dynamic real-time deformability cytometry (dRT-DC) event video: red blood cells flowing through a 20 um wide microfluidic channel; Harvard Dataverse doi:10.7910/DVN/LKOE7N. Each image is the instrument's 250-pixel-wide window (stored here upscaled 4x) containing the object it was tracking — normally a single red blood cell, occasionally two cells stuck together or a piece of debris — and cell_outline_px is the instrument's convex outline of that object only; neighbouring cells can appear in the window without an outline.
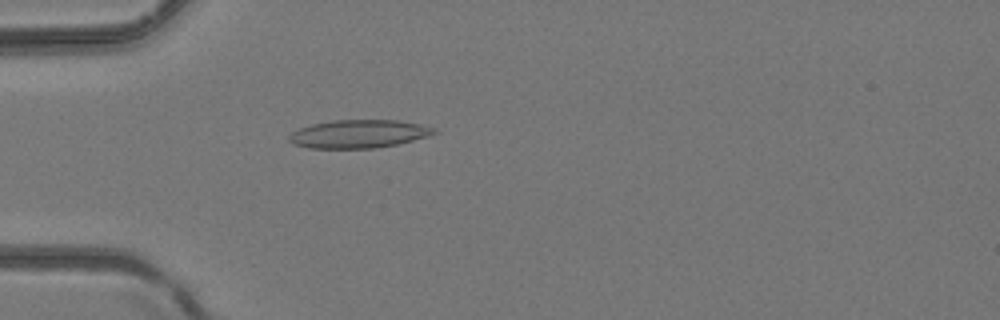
{"species": "common noctule bat (a hibernating species)", "species_latin": "Nyctalus noctula", "temperature_condition": "room temperature", "stored_images_in_passage": 33, "camera_frame_rate_fps": 3000, "um_per_image_px": 0.085, "animal": {"sex": "female", "body_mass_g": 24.6, "forearm_length_mm": 56.2}, "frame": {"image": 1, "passage_image": 3, "time_ms": 0.667, "image_size_px": [1000, 320], "cell_outline_px": [[440, 132], [428, 136], [396, 144], [376, 148], [308, 148], [292, 144], [288, 140], [288, 136], [292, 132], [300, 128], [312, 124], [332, 120], [396, 120], [420, 124], [436, 128]], "centroid_in_image_um": [30.48, 11.38], "position_along_channel_um": 54.5, "area_um2": 23.87}}
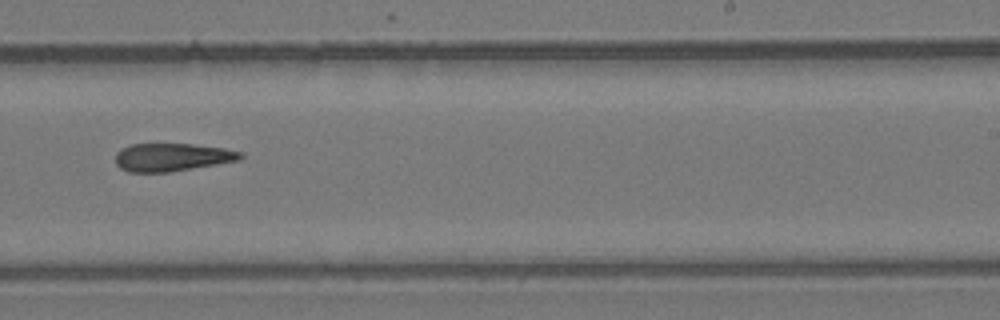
{"frame": {"image": 2, "passage_image": 17, "time_ms": 5.333, "image_size_px": [1000, 320], "cell_outline_px": [[244, 156], [240, 160], [168, 172], [128, 172], [120, 168], [116, 164], [116, 152], [120, 148], [132, 144], [192, 144], [224, 148], [244, 152]], "centroid_in_image_um": [14.62, 13.36], "position_along_channel_um": 274.4, "area_um2": 20.4}}
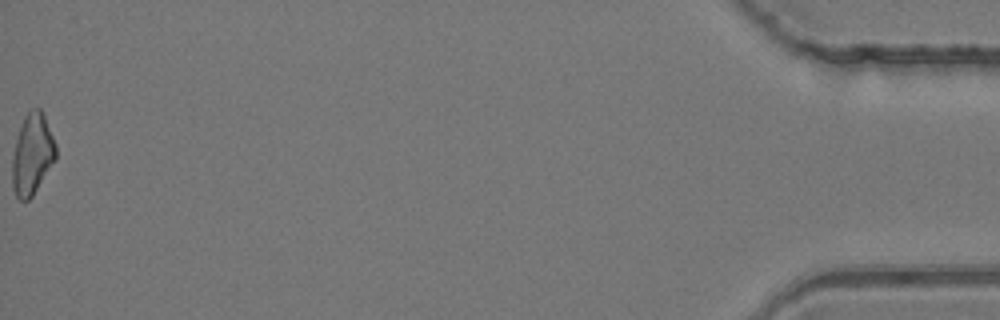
{"frame": {"image": 3, "passage_image": 33, "time_ms": 10.667, "image_size_px": [1000, 320], "cell_outline_px": [[56, 160], [32, 196], [28, 200], [20, 200], [16, 196], [12, 188], [12, 156], [16, 140], [24, 116], [32, 108], [40, 108], [44, 116], [56, 144]], "centroid_in_image_um": [2.74, 13.13], "position_along_channel_um": 432.5, "area_um2": 20.52}}